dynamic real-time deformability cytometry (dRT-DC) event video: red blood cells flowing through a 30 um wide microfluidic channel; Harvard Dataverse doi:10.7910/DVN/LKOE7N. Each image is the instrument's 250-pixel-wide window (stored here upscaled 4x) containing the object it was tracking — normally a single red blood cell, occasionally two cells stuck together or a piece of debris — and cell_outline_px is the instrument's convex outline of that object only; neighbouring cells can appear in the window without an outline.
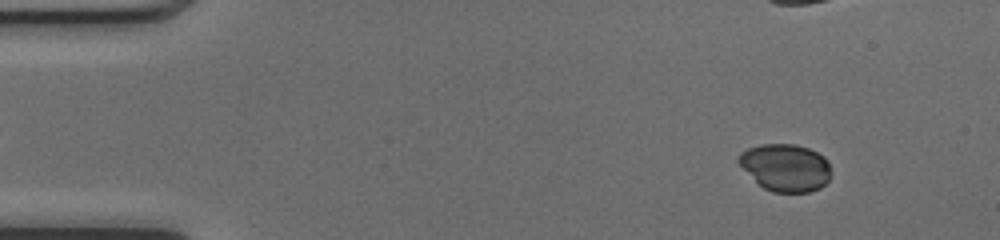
{"species": "common noctule bat (a hibernating species)", "species_latin": "Nyctalus noctula", "temperature_condition": "cold", "stored_images_in_passage": 51, "camera_frame_rate_fps": 3000, "um_per_image_px": 0.085, "animal": {"sex": "female", "body_mass_g": 17.0, "forearm_length_mm": 48.0}, "frame": {"image": 1, "passage_image": 5, "time_ms": 1.333, "image_size_px": [1000, 240], "cell_outline_px": [[828, 180], [820, 188], [808, 192], [772, 192], [764, 188], [736, 160], [736, 156], [740, 152], [748, 148], [760, 144], [796, 144], [808, 148], [824, 156], [828, 160]], "centroid_in_image_um": [66.75, 14.22], "position_along_channel_um": 18.3, "area_um2": 25.2}}